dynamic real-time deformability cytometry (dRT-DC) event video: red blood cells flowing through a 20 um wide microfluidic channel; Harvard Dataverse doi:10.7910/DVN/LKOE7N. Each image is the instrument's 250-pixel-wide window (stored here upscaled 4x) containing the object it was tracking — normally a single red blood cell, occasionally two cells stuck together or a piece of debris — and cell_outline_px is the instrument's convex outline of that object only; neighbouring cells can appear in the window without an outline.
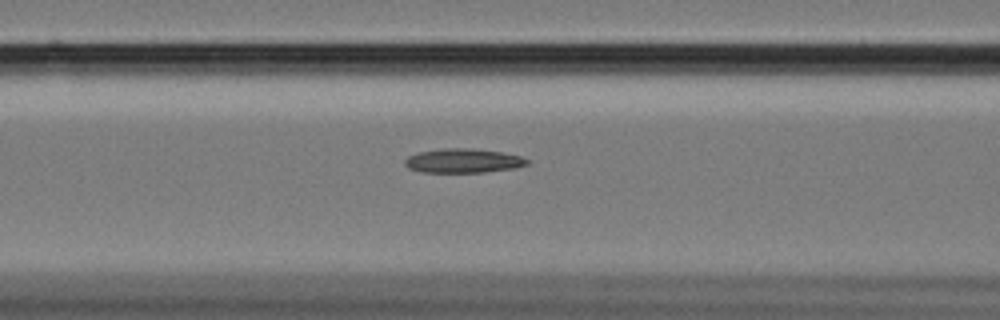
{"species": "Egyptian fruit bat (a non-hibernating species)", "species_latin": "Rousettus aegyptiacus", "temperature_condition": "cold", "stored_images_in_passage": 59, "camera_frame_rate_fps": 3000, "um_per_image_px": 0.085, "animal": {"sex": "female"}, "frame": {"image": 1, "passage_image": 25, "time_ms": 8.0, "image_size_px": [1000, 320], "cell_outline_px": [[532, 160], [528, 164], [516, 168], [484, 172], [420, 172], [408, 168], [404, 164], [404, 160], [408, 156], [420, 152], [444, 148], [472, 148], [500, 152], [520, 156]], "centroid_in_image_um": [39.39, 13.67], "position_along_channel_um": 127.2, "area_um2": 17.28}}
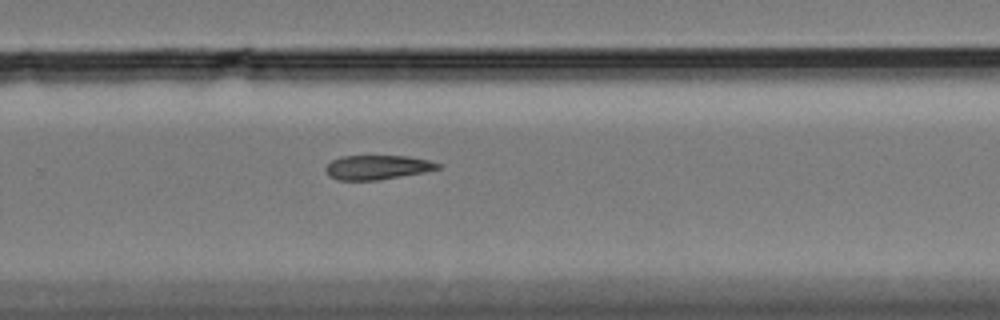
{"frame": {"image": 2, "passage_image": 40, "time_ms": 13.0, "image_size_px": [1000, 320], "cell_outline_px": [[440, 168], [424, 172], [376, 180], [336, 180], [328, 176], [324, 168], [332, 160], [340, 156], [408, 156], [428, 160], [440, 164]], "centroid_in_image_um": [32.02, 14.22], "position_along_channel_um": 297.8, "area_um2": 15.84}}
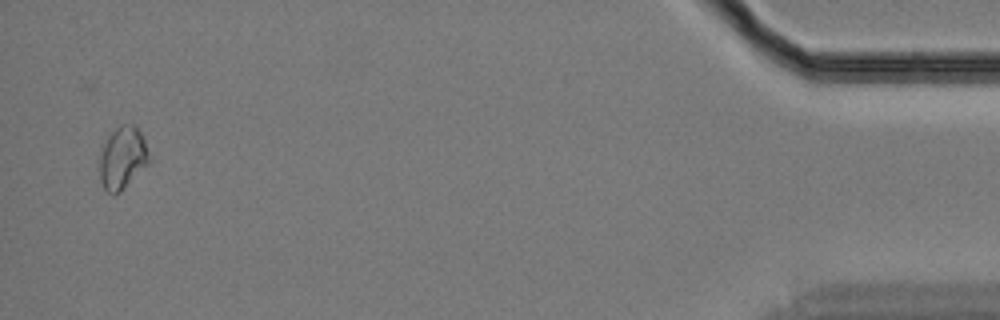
{"frame": {"image": 3, "passage_image": 58, "time_ms": 19.0, "image_size_px": [1000, 320], "cell_outline_px": [[148, 164], [120, 192], [108, 192], [104, 188], [100, 180], [100, 152], [108, 136], [120, 124], [132, 124], [140, 132], [144, 140], [148, 160]], "centroid_in_image_um": [10.39, 13.41], "position_along_channel_um": 424.8, "area_um2": 17.46}, "authors_computed_cell_mechanics": {"area_um2": 16.8776, "velocity_mm_per_s": 3.4197, "shape_relaxation_time_tau1_ms": 9.0667, "shape_relaxation_time_tau2_ms": 10.4807, "deformation_change_tau1": 0.1573, "deformation_change_tau2": 0.1535}}